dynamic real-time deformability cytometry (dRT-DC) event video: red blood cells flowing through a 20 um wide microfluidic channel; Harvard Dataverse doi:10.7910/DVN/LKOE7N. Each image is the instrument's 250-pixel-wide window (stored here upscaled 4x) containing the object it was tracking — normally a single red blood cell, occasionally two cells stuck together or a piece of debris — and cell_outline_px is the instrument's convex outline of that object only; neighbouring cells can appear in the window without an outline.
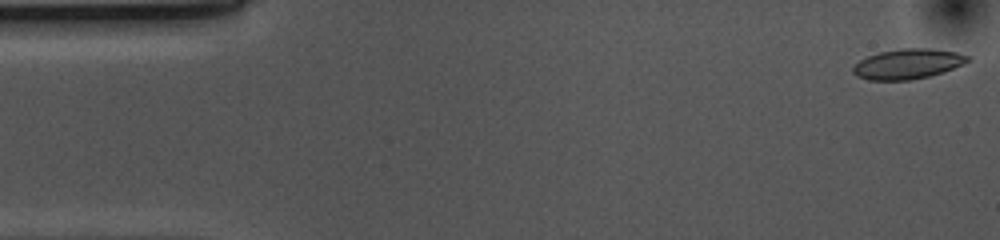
{"species": "common noctule bat (a hibernating species)", "species_latin": "Nyctalus noctula", "temperature_condition": "cold", "stored_images_in_passage": 53, "camera_frame_rate_fps": 3000, "um_per_image_px": 0.085, "animal": {"sex": "female", "body_mass_g": 10.0, "forearm_length_mm": 53.1}, "frame": {"image": 1, "passage_image": 1, "time_ms": 0.0, "image_size_px": [1000, 240], "cell_outline_px": [[972, 60], [964, 64], [944, 72], [928, 76], [908, 80], [868, 80], [856, 76], [852, 72], [852, 68], [860, 60], [868, 56], [880, 52], [904, 48], [932, 48], [956, 52], [972, 56]], "centroid_in_image_um": [77.21, 5.43], "position_along_channel_um": 7.8, "area_um2": 20.23}}
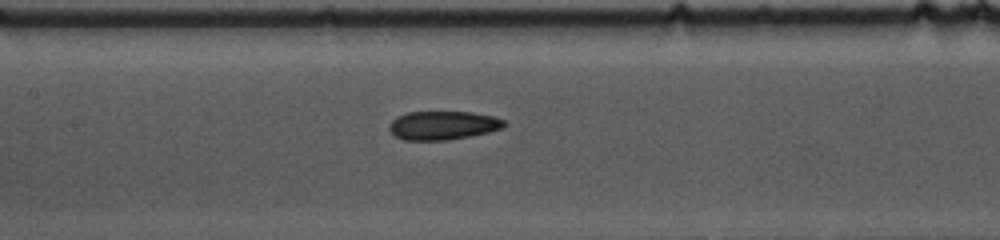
{"frame": {"image": 2, "passage_image": 23, "time_ms": 7.333, "image_size_px": [1000, 240], "cell_outline_px": [[508, 124], [504, 128], [488, 132], [448, 140], [404, 140], [396, 136], [388, 128], [388, 124], [396, 116], [408, 112], [472, 112], [492, 116], [504, 120]], "centroid_in_image_um": [37.65, 10.65], "position_along_channel_um": 169.8, "area_um2": 19.25}}
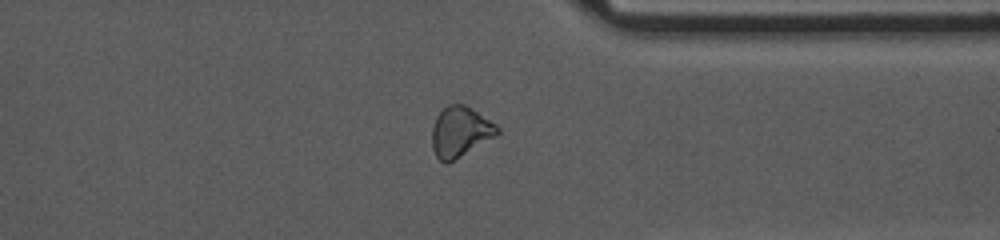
{"frame": {"image": 3, "passage_image": 40, "time_ms": 13.0, "image_size_px": [1000, 240], "cell_outline_px": [[500, 132], [496, 136], [448, 164], [444, 164], [436, 156], [432, 148], [432, 128], [436, 116], [448, 104], [464, 104], [496, 124], [500, 128]], "centroid_in_image_um": [39.11, 11.22], "position_along_channel_um": 372.3, "area_um2": 19.19}, "authors_computed_cell_mechanics": {"area_um2": 19.9988, "velocity_mm_per_s": 3.6867, "shape_relaxation_time_tau1_ms": 7.4933, "shape_relaxation_time_tau2_ms": 4.1849, "deformation_change_tau1": 0.1538, "deformation_change_tau2": 0.0964}}